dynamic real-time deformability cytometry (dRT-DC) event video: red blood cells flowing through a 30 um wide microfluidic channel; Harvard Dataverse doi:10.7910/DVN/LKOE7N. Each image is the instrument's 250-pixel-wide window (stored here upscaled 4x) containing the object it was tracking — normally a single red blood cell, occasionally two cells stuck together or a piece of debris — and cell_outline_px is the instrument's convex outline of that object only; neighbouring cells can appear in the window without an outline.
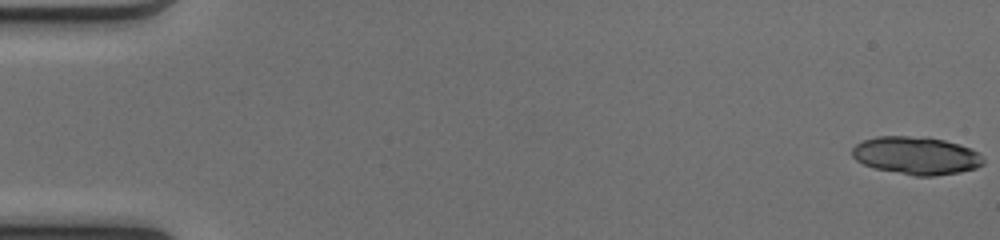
{"species": "common noctule bat (a hibernating species)", "species_latin": "Nyctalus noctula", "temperature_condition": "cold", "stored_images_in_passage": 50, "segment_of_instrument_passage": [1, 2], "camera_frame_rate_fps": 3000, "um_per_image_px": 0.085, "animal": {"sex": "female", "body_mass_g": 17.0, "forearm_length_mm": 48.0}, "frame": {"image": 1, "passage_image": 1, "time_ms": 0.0, "image_size_px": [1000, 240], "cell_outline_px": [[984, 164], [976, 168], [960, 172], [936, 176], [916, 176], [876, 168], [864, 164], [856, 160], [852, 156], [852, 148], [856, 144], [864, 140], [876, 136], [928, 136], [960, 144], [972, 148], [980, 152], [984, 160]], "centroid_in_image_um": [77.93, 13.21], "position_along_channel_um": 7.1, "area_um2": 29.19}}
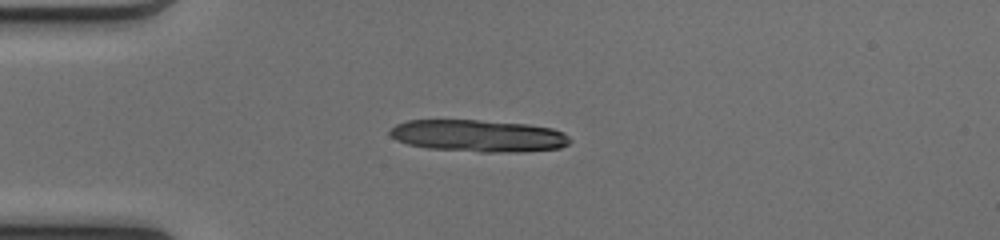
{"frame": {"image": 2, "passage_image": 14, "time_ms": 4.333, "image_size_px": [1000, 240], "cell_outline_px": [[572, 140], [568, 144], [560, 148], [524, 152], [480, 152], [428, 148], [408, 144], [396, 140], [388, 132], [396, 124], [408, 120], [476, 120], [528, 124], [552, 128], [564, 132]], "centroid_in_image_um": [40.69, 11.55], "position_along_channel_um": 44.3, "area_um2": 33.76}}